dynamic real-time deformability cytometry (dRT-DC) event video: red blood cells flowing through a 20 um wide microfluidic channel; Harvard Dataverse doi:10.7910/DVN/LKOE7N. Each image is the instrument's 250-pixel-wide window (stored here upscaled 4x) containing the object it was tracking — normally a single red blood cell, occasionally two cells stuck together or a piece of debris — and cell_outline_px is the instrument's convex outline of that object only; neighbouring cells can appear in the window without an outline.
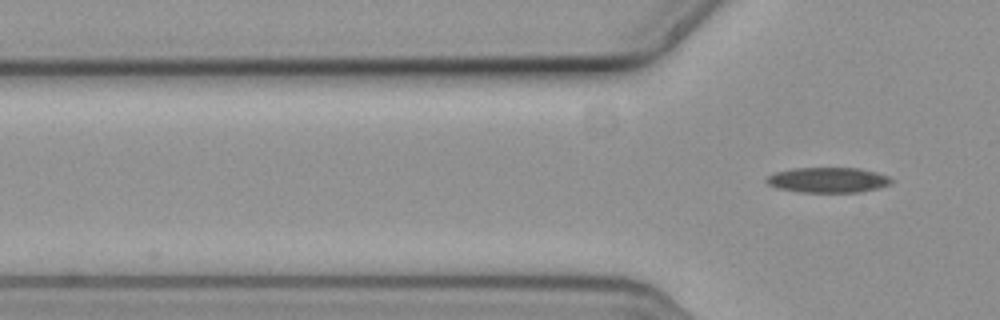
{"species": "common noctule bat (a hibernating species)", "species_latin": "Nyctalus noctula", "temperature_condition": "cold", "stored_images_in_passage": 2, "camera_frame_rate_fps": 3000, "um_per_image_px": 0.085, "animal": {"sex": "female", "body_mass_g": 19.3, "forearm_length_mm": 54.1}, "frame": {"image": 1, "passage_image": 2, "time_ms": 0.333, "image_size_px": [1000, 320], "cell_outline_px": [[892, 180], [888, 184], [876, 188], [860, 192], [800, 192], [780, 188], [768, 184], [764, 180], [768, 176], [776, 172], [792, 168], [856, 168], [876, 172], [888, 176]], "centroid_in_image_um": [70.34, 15.29], "position_along_channel_um": 55.5, "area_um2": 18.09}}